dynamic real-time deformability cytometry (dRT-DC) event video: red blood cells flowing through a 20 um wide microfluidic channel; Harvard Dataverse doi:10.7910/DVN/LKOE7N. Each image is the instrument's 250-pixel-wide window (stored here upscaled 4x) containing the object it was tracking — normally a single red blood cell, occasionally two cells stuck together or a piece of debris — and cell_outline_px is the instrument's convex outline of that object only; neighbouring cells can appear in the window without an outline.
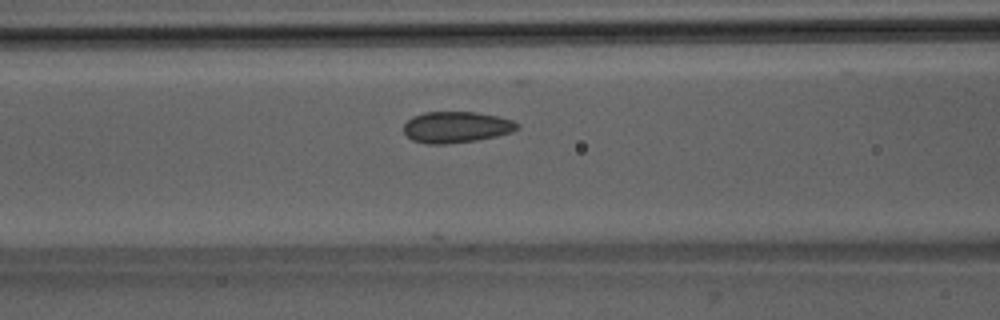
{"species": "Egyptian fruit bat (a non-hibernating species)", "species_latin": "Rousettus aegyptiacus", "temperature_condition": "room temperature", "stored_images_in_passage": 14, "camera_frame_rate_fps": 3000, "um_per_image_px": 0.085, "animal": {"sex": "male"}, "frame": {"image": 1, "passage_image": 11, "time_ms": 3.333, "image_size_px": [1000, 320], "cell_outline_px": [[520, 128], [512, 132], [496, 136], [476, 140], [448, 144], [428, 144], [412, 140], [404, 132], [404, 124], [412, 116], [424, 112], [476, 112], [496, 116], [512, 120], [520, 124]], "centroid_in_image_um": [38.79, 10.8], "position_along_channel_um": 127.8, "area_um2": 20.69}}